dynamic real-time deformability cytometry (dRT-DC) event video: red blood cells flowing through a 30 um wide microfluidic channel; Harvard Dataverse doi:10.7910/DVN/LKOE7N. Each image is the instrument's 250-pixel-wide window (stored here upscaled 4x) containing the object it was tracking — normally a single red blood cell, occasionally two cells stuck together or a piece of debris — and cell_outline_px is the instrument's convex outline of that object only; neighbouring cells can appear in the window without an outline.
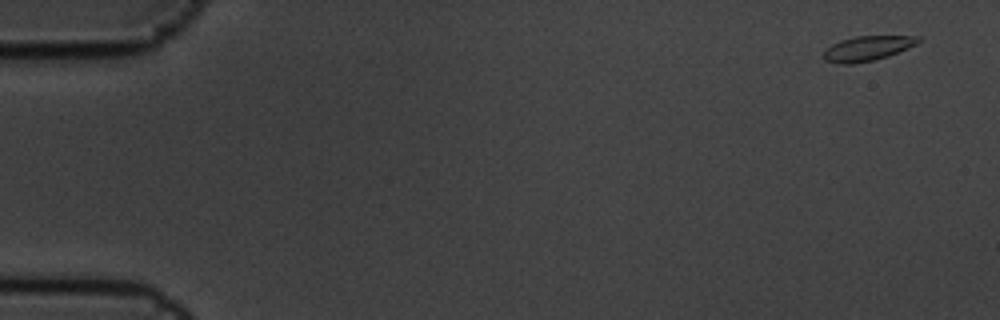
{"species": "common noctule bat (a hibernating species)", "species_latin": "Nyctalus noctula", "temperature_condition": "cold", "stored_images_in_passage": 6, "camera_frame_rate_fps": 3000, "um_per_image_px": 0.085, "animal": {"sex": "male", "body_mass_g": 19.5, "forearm_length_mm": 54.6}, "frame": {"image": 1, "passage_image": 1, "time_ms": 0.0, "image_size_px": [1000, 320], "cell_outline_px": [[924, 40], [908, 48], [888, 56], [872, 60], [852, 64], [840, 64], [824, 60], [824, 52], [832, 44], [840, 40], [856, 36], [920, 36]], "centroid_in_image_um": [73.76, 4.1], "position_along_channel_um": 11.2, "area_um2": 13.64}}